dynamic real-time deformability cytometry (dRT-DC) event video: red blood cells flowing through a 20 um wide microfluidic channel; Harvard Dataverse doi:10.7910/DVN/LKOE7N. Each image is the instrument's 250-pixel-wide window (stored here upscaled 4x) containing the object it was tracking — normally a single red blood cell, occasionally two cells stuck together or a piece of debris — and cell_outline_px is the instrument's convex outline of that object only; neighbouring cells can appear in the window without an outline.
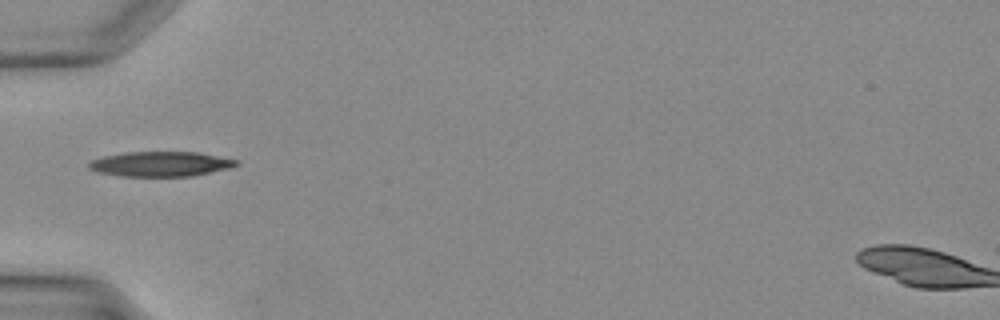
{"species": "Egyptian fruit bat (a non-hibernating species)", "species_latin": "Rousettus aegyptiacus", "temperature_condition": "warm", "stored_images_in_passage": 26, "camera_frame_rate_fps": 3000, "um_per_image_px": 0.085, "animal": {"sex": "female"}, "frame": {"image": 1, "passage_image": 1, "time_ms": 0.0, "image_size_px": [1000, 320], "cell_outline_px": [[240, 164], [228, 168], [192, 176], [120, 176], [96, 172], [88, 168], [88, 164], [92, 160], [104, 156], [128, 152], [196, 152], [240, 160]], "centroid_in_image_um": [13.65, 13.94], "position_along_channel_um": 71.4, "area_um2": 21.33}}
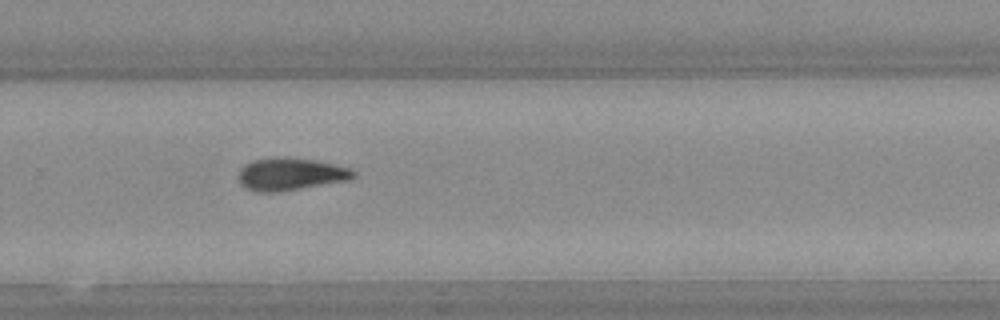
{"frame": {"image": 2, "passage_image": 14, "time_ms": 4.333, "image_size_px": [1000, 320], "cell_outline_px": [[356, 176], [348, 180], [280, 192], [256, 192], [244, 188], [240, 184], [240, 168], [244, 164], [252, 160], [272, 156], [284, 156], [312, 160], [332, 164], [348, 168], [356, 172]], "centroid_in_image_um": [24.64, 14.8], "position_along_channel_um": 305.2, "area_um2": 21.91}}
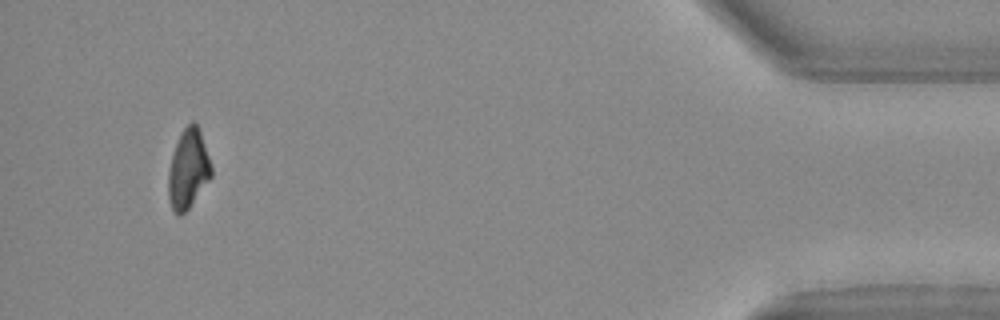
{"frame": {"image": 3, "passage_image": 24, "time_ms": 7.667, "image_size_px": [1000, 320], "cell_outline_px": [[212, 176], [188, 208], [180, 216], [172, 212], [168, 196], [168, 172], [172, 156], [180, 132], [192, 120], [196, 124], [200, 132], [212, 168]], "centroid_in_image_um": [15.97, 14.39], "position_along_channel_um": 419.2, "area_um2": 19.59}}